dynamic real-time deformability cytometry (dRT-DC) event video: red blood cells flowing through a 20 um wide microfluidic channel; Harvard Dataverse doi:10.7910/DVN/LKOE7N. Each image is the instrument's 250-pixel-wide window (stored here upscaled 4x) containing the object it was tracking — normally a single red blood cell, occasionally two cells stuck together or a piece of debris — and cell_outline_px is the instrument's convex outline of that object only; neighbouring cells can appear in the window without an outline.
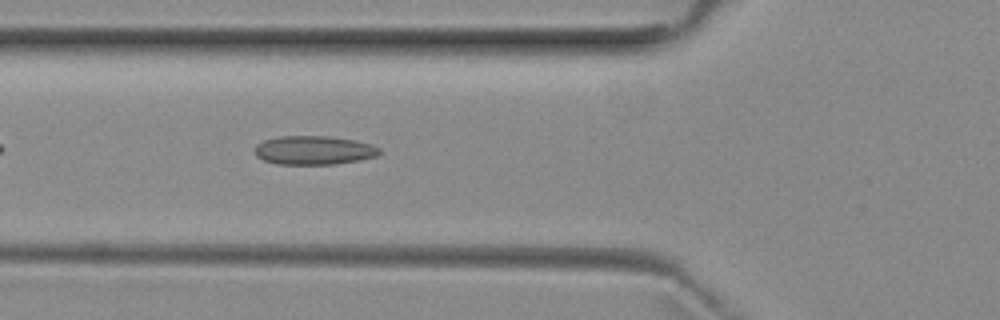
{"species": "common noctule bat (a hibernating species)", "species_latin": "Nyctalus noctula", "temperature_condition": "room temperature", "stored_images_in_passage": 35, "camera_frame_rate_fps": 3000, "um_per_image_px": 0.085, "animal": {"sex": "female", "body_mass_g": 29.2, "forearm_length_mm": 56.3}, "frame": {"image": 1, "passage_image": 6, "time_ms": 1.667, "image_size_px": [1000, 320], "cell_outline_px": [[380, 152], [376, 156], [360, 160], [336, 164], [276, 164], [264, 160], [256, 156], [256, 144], [264, 140], [280, 136], [324, 136], [356, 140], [372, 144], [380, 148]], "centroid_in_image_um": [26.69, 12.77], "position_along_channel_um": 99.1, "area_um2": 20.92}}
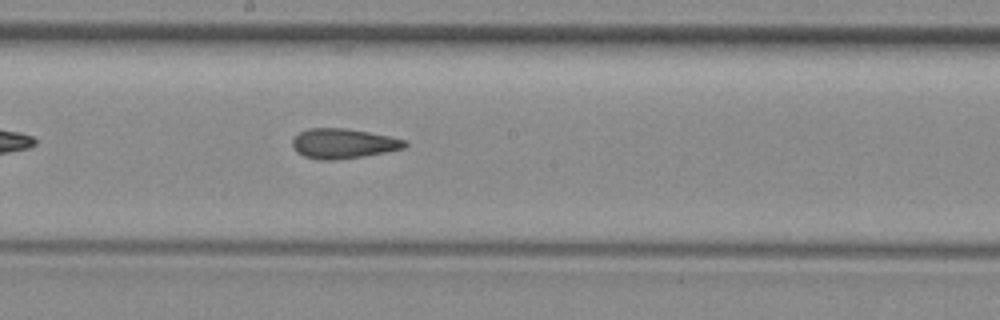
{"frame": {"image": 2, "passage_image": 15, "time_ms": 4.667, "image_size_px": [1000, 320], "cell_outline_px": [[408, 144], [404, 148], [364, 156], [332, 160], [316, 160], [304, 156], [296, 152], [292, 148], [292, 140], [300, 132], [308, 128], [344, 128], [392, 136], [408, 140]], "centroid_in_image_um": [29.18, 12.2], "position_along_channel_um": 219.0, "area_um2": 19.71}}
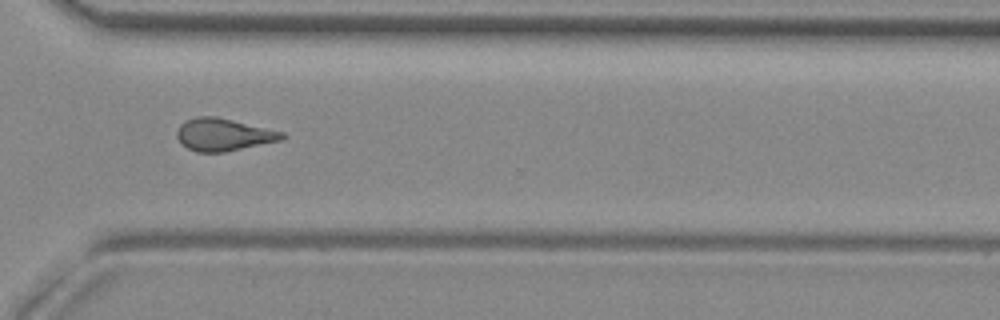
{"frame": {"image": 3, "passage_image": 25, "time_ms": 8.0, "image_size_px": [1000, 320], "cell_outline_px": [[288, 136], [280, 140], [224, 152], [196, 152], [188, 148], [176, 136], [176, 132], [180, 124], [184, 120], [196, 116], [216, 116], [284, 132]], "centroid_in_image_um": [18.98, 11.43], "position_along_channel_um": 351.6, "area_um2": 19.77}, "authors_computed_cell_mechanics": {"area_um2": 19.4208, "velocity_mm_per_s": 3.9833, "shape_relaxation_time_tau1_ms": null, "shape_relaxation_time_tau2_ms": 3.1954, "deformation_change_tau1": null, "deformation_change_tau2": 0.1269}}